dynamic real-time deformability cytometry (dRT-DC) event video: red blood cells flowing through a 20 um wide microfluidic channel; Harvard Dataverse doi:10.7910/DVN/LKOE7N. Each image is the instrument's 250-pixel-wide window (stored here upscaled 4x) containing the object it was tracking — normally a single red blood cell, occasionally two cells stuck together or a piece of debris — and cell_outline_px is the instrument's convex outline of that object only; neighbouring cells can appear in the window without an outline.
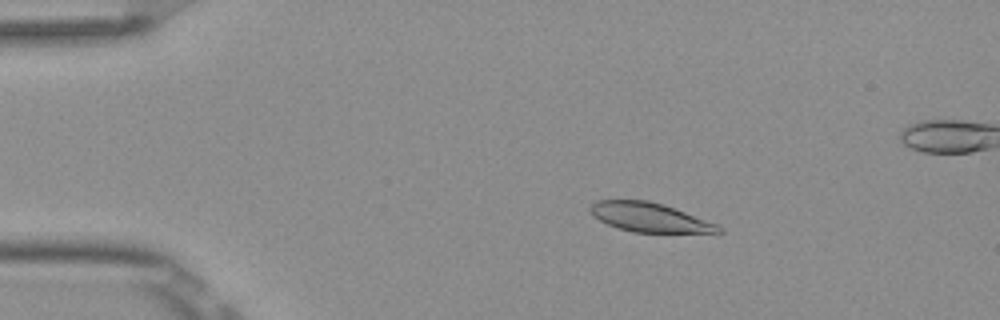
{"species": "Egyptian fruit bat (a non-hibernating species)", "species_latin": "Rousettus aegyptiacus", "temperature_condition": "room temperature", "stored_images_in_passage": 7, "camera_frame_rate_fps": 3000, "um_per_image_px": 0.085, "frame": {"image": 1, "passage_image": 3, "time_ms": 0.667, "image_size_px": [1000, 320], "cell_outline_px": [[724, 232], [632, 232], [608, 224], [592, 216], [588, 212], [588, 208], [596, 200], [648, 200], [664, 204], [716, 224], [724, 228]], "centroid_in_image_um": [55.16, 18.46], "position_along_channel_um": 29.8, "area_um2": 21.62}}
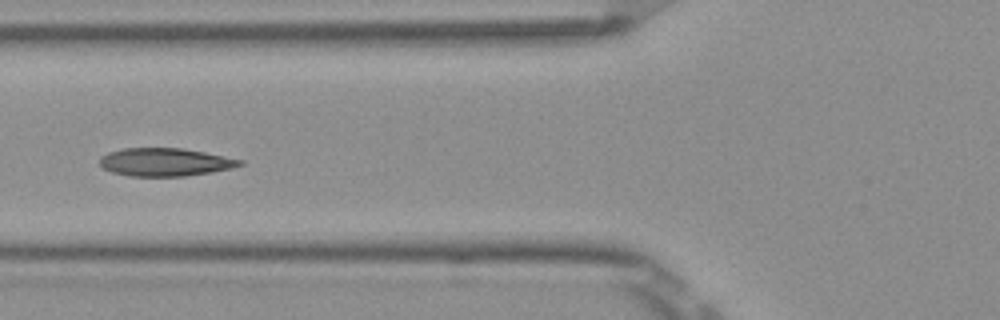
{"frame": {"image": 2, "passage_image": 6, "time_ms": 1.667, "image_size_px": [1000, 320], "cell_outline_px": [[244, 164], [232, 168], [212, 172], [184, 176], [128, 176], [112, 172], [104, 168], [100, 164], [100, 156], [108, 152], [124, 148], [184, 148], [244, 160]], "centroid_in_image_um": [14.04, 13.77], "position_along_channel_um": 111.8, "area_um2": 22.95}}
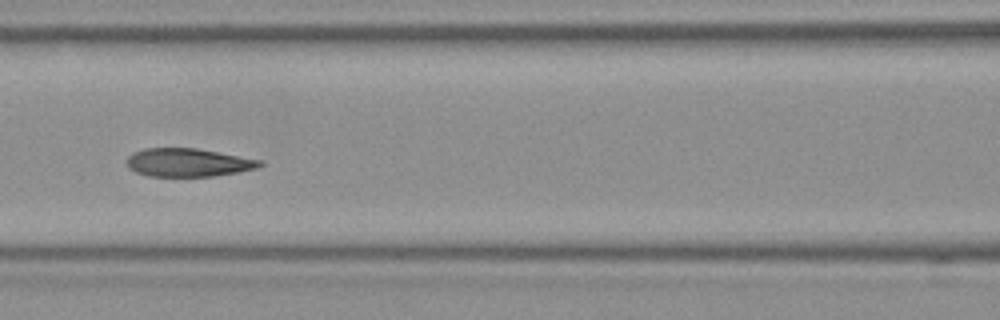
{"frame": {"image": 3, "passage_image": 7, "time_ms": 2.0, "image_size_px": [1000, 320], "cell_outline_px": [[264, 164], [256, 168], [216, 176], [148, 176], [136, 172], [128, 168], [128, 156], [132, 152], [144, 148], [196, 148], [264, 160]], "centroid_in_image_um": [16.0, 13.81], "position_along_channel_um": 150.6, "area_um2": 21.96}}